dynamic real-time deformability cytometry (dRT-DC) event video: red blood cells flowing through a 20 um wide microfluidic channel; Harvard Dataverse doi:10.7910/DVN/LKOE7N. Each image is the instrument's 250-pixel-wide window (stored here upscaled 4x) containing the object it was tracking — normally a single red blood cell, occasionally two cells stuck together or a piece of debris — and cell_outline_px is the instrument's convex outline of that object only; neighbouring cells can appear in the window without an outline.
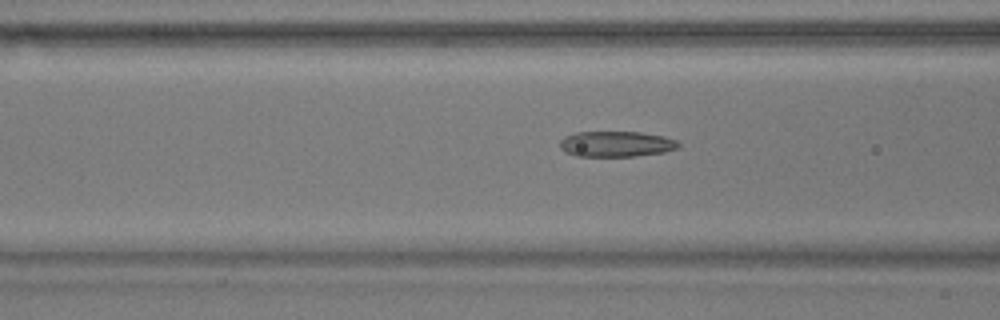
{"species": "common noctule bat (a hibernating species)", "species_latin": "Nyctalus noctula", "temperature_condition": "warm", "stored_images_in_passage": 37, "camera_frame_rate_fps": 3000, "um_per_image_px": 0.085, "animal": {"sex": "male", "body_mass_g": 17.9}, "frame": {"image": 1, "passage_image": 10, "time_ms": 3.0, "image_size_px": [1000, 320], "cell_outline_px": [[680, 144], [676, 148], [664, 152], [632, 156], [576, 156], [564, 152], [560, 148], [560, 140], [564, 136], [576, 132], [640, 132], [664, 136], [676, 140]], "centroid_in_image_um": [52.33, 12.23], "position_along_channel_um": 114.3, "area_um2": 17.69}}
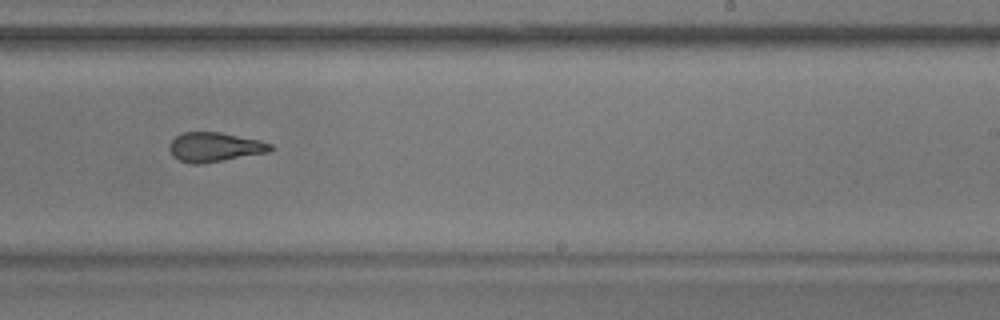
{"frame": {"image": 2, "passage_image": 23, "time_ms": 7.333, "image_size_px": [1000, 320], "cell_outline_px": [[276, 148], [268, 152], [200, 164], [192, 164], [180, 160], [172, 156], [168, 148], [168, 144], [176, 136], [184, 132], [220, 132], [260, 140], [272, 144]], "centroid_in_image_um": [18.24, 12.49], "position_along_channel_um": 270.8, "area_um2": 17.34}}
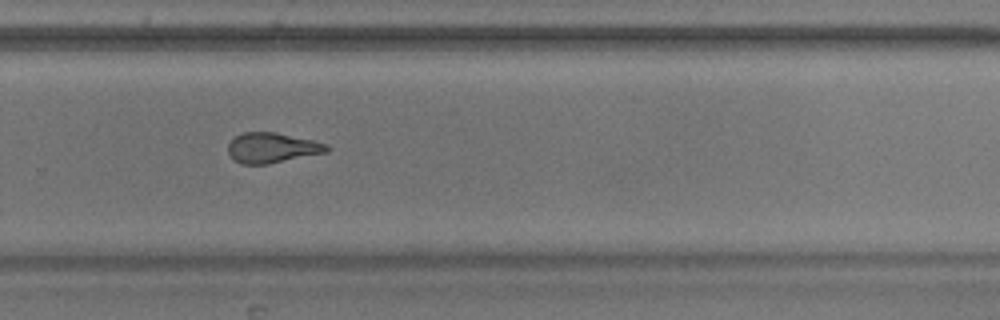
{"frame": {"image": 3, "passage_image": 26, "time_ms": 8.333, "image_size_px": [1000, 320], "cell_outline_px": [[332, 148], [328, 152], [268, 164], [240, 164], [228, 152], [228, 144], [236, 136], [244, 132], [276, 132], [312, 140], [328, 144]], "centroid_in_image_um": [23.17, 12.56], "position_along_channel_um": 306.6, "area_um2": 17.34}, "authors_computed_cell_mechanics": {"area_um2": 17.34, "velocity_mm_per_s": 3.6176, "shape_relaxation_time_tau1_ms": null, "shape_relaxation_time_tau2_ms": 2.6163, "deformation_change_tau1": null, "deformation_change_tau2": 0.1049}}